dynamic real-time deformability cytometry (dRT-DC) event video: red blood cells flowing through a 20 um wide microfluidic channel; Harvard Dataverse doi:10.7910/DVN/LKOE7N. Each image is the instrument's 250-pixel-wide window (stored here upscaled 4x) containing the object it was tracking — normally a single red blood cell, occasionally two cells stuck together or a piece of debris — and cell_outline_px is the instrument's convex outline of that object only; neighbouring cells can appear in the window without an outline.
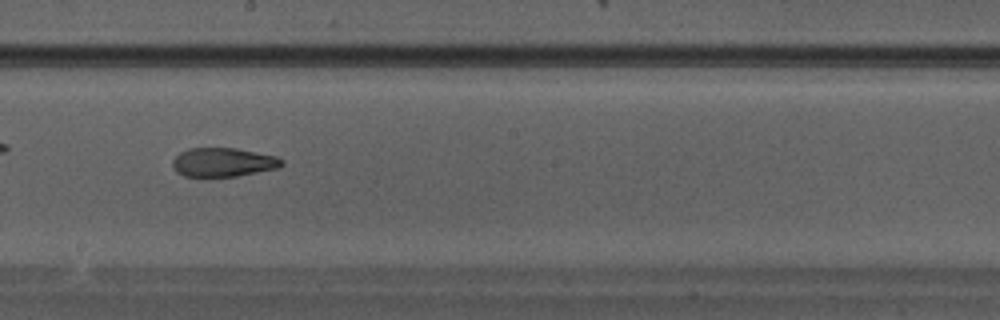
{"species": "Egyptian fruit bat (a non-hibernating species)", "species_latin": "Rousettus aegyptiacus", "temperature_condition": "warm", "stored_images_in_passage": 29, "camera_frame_rate_fps": 3000, "um_per_image_px": 0.085, "animal": {"sex": "male"}, "frame": {"image": 1, "passage_image": 17, "time_ms": 5.333, "image_size_px": [1000, 320], "cell_outline_px": [[284, 164], [276, 168], [236, 176], [184, 176], [176, 172], [172, 168], [172, 160], [180, 152], [188, 148], [236, 148], [276, 156], [284, 160]], "centroid_in_image_um": [18.94, 13.78], "position_along_channel_um": 229.3, "area_um2": 18.32}}
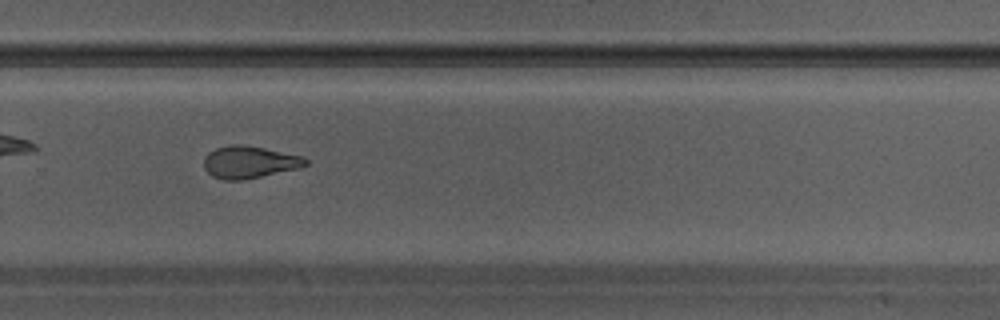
{"frame": {"image": 2, "passage_image": 21, "time_ms": 6.667, "image_size_px": [1000, 320], "cell_outline_px": [[308, 164], [296, 168], [260, 176], [240, 180], [224, 180], [212, 176], [204, 168], [204, 156], [208, 152], [216, 148], [232, 144], [240, 144], [264, 148], [304, 156], [308, 160]], "centroid_in_image_um": [21.16, 13.76], "position_along_channel_um": 308.6, "area_um2": 18.9}}